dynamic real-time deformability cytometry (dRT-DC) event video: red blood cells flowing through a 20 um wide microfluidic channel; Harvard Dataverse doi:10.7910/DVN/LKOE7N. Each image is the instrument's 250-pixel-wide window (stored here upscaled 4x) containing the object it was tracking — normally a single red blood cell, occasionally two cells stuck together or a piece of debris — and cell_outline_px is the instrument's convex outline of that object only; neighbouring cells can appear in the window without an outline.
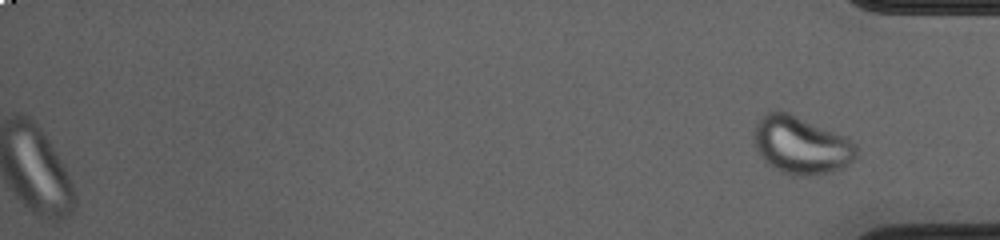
{"species": "common noctule bat (a hibernating species)", "species_latin": "Nyctalus noctula", "temperature_condition": "cold", "stored_images_in_passage": 48, "segment_of_instrument_passage": [2, 2], "camera_frame_rate_fps": 3000, "um_per_image_px": 0.085, "animal": {"sex": "female", "body_mass_g": 23.0, "forearm_length_mm": 53.4}, "frame": {"image": 1, "passage_image": 48, "time_ms": 15.667, "image_size_px": [1000, 240], "cell_outline_px": [[856, 156], [844, 168], [832, 172], [812, 176], [792, 176], [772, 168], [764, 160], [756, 148], [752, 140], [752, 132], [756, 120], [768, 112], [780, 108], [844, 136], [856, 144]], "centroid_in_image_um": [68.03, 12.33], "position_along_channel_um": 367.2, "area_um2": 34.97}}